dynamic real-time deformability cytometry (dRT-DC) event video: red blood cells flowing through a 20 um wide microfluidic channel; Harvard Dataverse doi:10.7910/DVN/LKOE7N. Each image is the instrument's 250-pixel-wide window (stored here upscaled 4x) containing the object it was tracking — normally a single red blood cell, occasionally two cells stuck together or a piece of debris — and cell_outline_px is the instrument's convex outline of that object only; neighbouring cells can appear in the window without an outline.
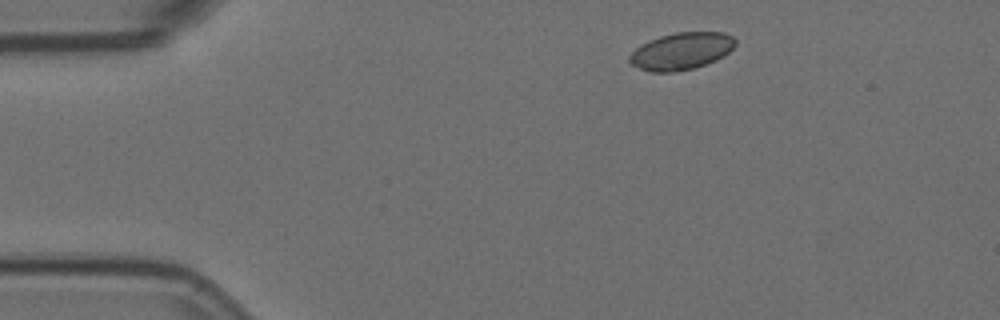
{"species": "Egyptian fruit bat (a non-hibernating species)", "species_latin": "Rousettus aegyptiacus", "temperature_condition": "room temperature", "stored_images_in_passage": 3, "camera_frame_rate_fps": 3000, "um_per_image_px": 0.085, "animal": {"sex": "female"}, "frame": {"image": 1, "passage_image": 1, "time_ms": 0.0, "image_size_px": [1000, 320], "cell_outline_px": [[736, 44], [724, 56], [716, 60], [692, 68], [676, 72], [652, 72], [640, 68], [632, 64], [628, 60], [628, 56], [636, 48], [648, 40], [660, 36], [676, 32], [724, 32], [732, 36], [736, 40]], "centroid_in_image_um": [57.91, 4.34], "position_along_channel_um": 27.1, "area_um2": 22.83}}